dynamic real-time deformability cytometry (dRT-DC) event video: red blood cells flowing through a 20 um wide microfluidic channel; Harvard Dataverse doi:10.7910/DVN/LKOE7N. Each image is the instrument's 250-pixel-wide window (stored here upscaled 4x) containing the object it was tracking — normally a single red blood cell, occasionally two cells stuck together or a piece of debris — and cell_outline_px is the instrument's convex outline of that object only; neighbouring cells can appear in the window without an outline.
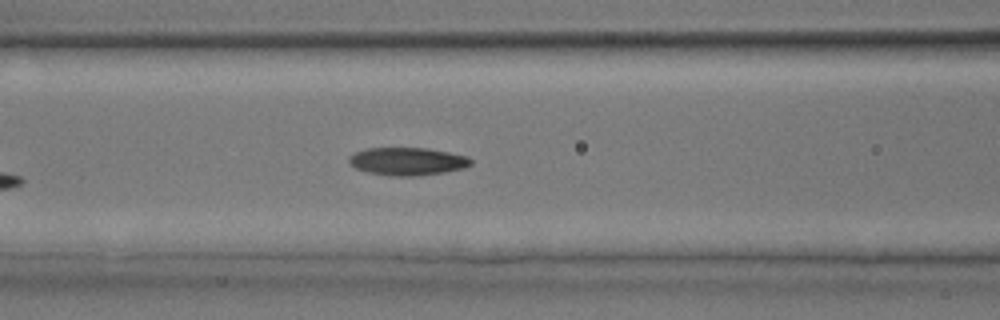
{"species": "common noctule bat (a hibernating species)", "species_latin": "Nyctalus noctula", "temperature_condition": "room temperature", "stored_images_in_passage": 5, "camera_frame_rate_fps": 3000, "um_per_image_px": 0.085, "animal": {"sex": "male", "body_mass_g": 17.9, "forearm_length_mm": 54.2}, "frame": {"image": 1, "passage_image": 5, "time_ms": 5.667, "image_size_px": [1000, 320], "cell_outline_px": [[472, 164], [464, 168], [444, 172], [416, 176], [392, 176], [368, 172], [356, 168], [348, 160], [348, 156], [364, 148], [428, 148], [468, 156], [472, 160]], "centroid_in_image_um": [34.64, 13.71], "position_along_channel_um": 132.0, "area_um2": 19.77}}